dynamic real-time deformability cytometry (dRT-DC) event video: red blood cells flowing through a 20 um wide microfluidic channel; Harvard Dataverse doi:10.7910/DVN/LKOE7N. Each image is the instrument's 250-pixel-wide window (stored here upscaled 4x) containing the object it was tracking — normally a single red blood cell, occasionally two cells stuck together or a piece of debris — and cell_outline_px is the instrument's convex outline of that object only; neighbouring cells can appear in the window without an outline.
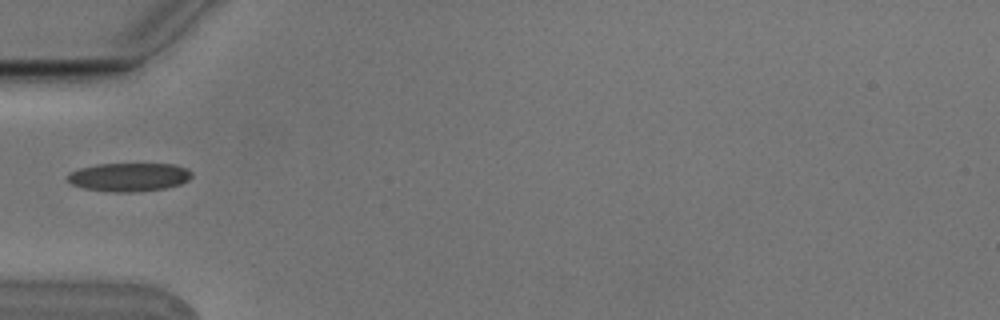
{"species": "Egyptian fruit bat (a non-hibernating species)", "species_latin": "Rousettus aegyptiacus", "temperature_condition": "cold", "stored_images_in_passage": 3, "camera_frame_rate_fps": 3000, "um_per_image_px": 0.085, "animal": {"sex": "male"}, "frame": {"image": 1, "passage_image": 2, "time_ms": 0.333, "image_size_px": [1000, 320], "cell_outline_px": [[192, 176], [188, 180], [180, 184], [164, 188], [132, 192], [112, 192], [84, 188], [72, 184], [64, 176], [68, 172], [80, 168], [100, 164], [176, 164], [188, 168], [192, 172]], "centroid_in_image_um": [10.96, 15.04], "position_along_channel_um": 74.0, "area_um2": 20.69}}